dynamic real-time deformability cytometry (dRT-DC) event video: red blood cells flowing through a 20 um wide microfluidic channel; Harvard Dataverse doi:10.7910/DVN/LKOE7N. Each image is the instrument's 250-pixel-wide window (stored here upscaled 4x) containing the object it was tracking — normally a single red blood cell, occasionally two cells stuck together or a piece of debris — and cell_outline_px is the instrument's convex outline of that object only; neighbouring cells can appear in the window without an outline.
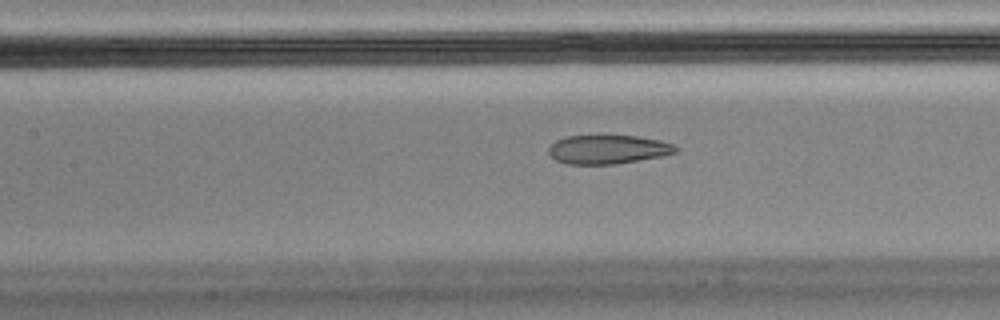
{"species": "Egyptian fruit bat (a non-hibernating species)", "species_latin": "Rousettus aegyptiacus", "temperature_condition": "cold", "stored_images_in_passage": 56, "camera_frame_rate_fps": 3000, "um_per_image_px": 0.085, "animal": {"sex": "male"}, "frame": {"image": 1, "passage_image": 25, "time_ms": 8.0, "image_size_px": [1000, 320], "cell_outline_px": [[680, 148], [676, 152], [660, 156], [616, 164], [568, 164], [556, 160], [548, 152], [548, 148], [556, 140], [568, 136], [600, 132], [636, 136], [660, 140], [672, 144]], "centroid_in_image_um": [51.65, 12.64], "position_along_channel_um": 155.8, "area_um2": 22.14}}